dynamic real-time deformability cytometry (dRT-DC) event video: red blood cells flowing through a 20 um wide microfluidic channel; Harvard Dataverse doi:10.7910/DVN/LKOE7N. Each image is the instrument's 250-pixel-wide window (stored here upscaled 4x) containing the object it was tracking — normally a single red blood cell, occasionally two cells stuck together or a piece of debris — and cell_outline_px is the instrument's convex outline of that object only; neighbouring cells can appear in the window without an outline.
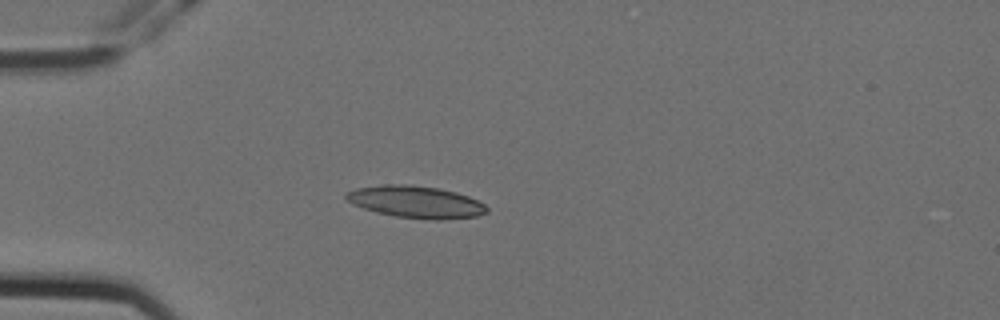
{"species": "Egyptian fruit bat (a non-hibernating species)", "species_latin": "Rousettus aegyptiacus", "temperature_condition": "cold", "stored_images_in_passage": 6, "camera_frame_rate_fps": 3000, "um_per_image_px": 0.085, "animal": {"sex": "female"}, "frame": {"image": 1, "passage_image": 5, "time_ms": 1.333, "image_size_px": [1000, 320], "cell_outline_px": [[488, 212], [476, 216], [444, 220], [432, 220], [396, 216], [376, 212], [352, 204], [344, 196], [348, 192], [356, 188], [384, 184], [408, 184], [436, 188], [456, 192], [468, 196], [484, 204], [488, 208]], "centroid_in_image_um": [35.35, 17.17], "position_along_channel_um": 49.6, "area_um2": 26.18}}